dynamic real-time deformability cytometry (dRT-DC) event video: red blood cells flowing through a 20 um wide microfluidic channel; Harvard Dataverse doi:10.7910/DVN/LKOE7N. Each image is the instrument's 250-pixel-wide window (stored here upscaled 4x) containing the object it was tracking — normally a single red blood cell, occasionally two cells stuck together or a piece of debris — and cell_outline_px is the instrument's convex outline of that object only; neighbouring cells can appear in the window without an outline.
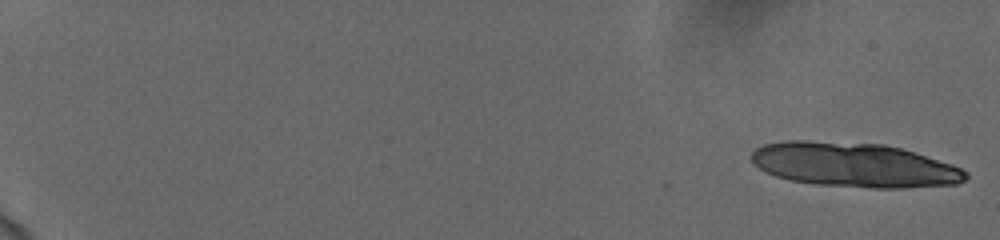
{"species": "human", "species_latin": "Homo sapiens", "temperature_condition": "cold", "stored_images_in_passage": 21, "camera_frame_rate_fps": 3000, "um_per_image_px": 0.085, "donor": {"sex": "female"}, "frame": {"image": 1, "passage_image": 1, "time_ms": 0.0, "image_size_px": [1000, 240], "cell_outline_px": [[968, 176], [964, 180], [956, 184], [904, 188], [872, 188], [816, 184], [788, 180], [764, 172], [752, 164], [748, 156], [756, 148], [764, 144], [784, 140], [808, 140], [884, 144], [916, 152], [952, 164], [968, 172]], "centroid_in_image_um": [72.55, 14.01], "position_along_channel_um": 12.4, "area_um2": 56.07}}
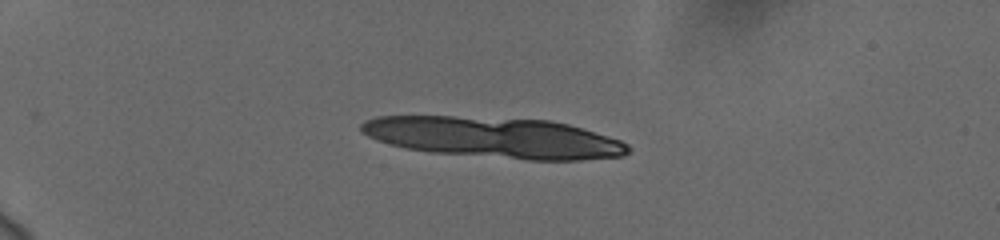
{"frame": {"image": 2, "passage_image": 15, "time_ms": 4.667, "image_size_px": [1000, 240], "cell_outline_px": [[632, 152], [624, 156], [580, 160], [528, 160], [432, 152], [404, 148], [376, 140], [360, 132], [360, 124], [364, 120], [376, 116], [452, 116], [548, 120], [568, 124], [608, 136], [620, 140], [628, 144], [632, 148]], "centroid_in_image_um": [42.0, 11.69], "position_along_channel_um": 43.0, "area_um2": 63.75}}